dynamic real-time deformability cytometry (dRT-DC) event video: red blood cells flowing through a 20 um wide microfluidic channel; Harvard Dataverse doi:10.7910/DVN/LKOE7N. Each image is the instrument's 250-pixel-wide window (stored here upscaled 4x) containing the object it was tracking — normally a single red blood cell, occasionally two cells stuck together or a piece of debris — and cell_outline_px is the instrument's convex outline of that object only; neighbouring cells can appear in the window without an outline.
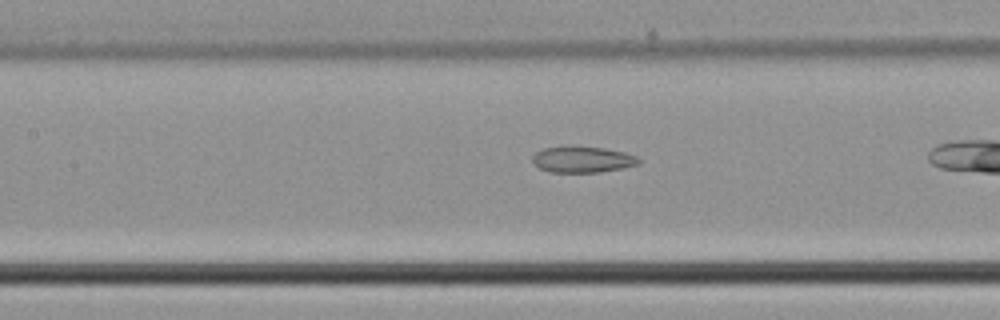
{"species": "common noctule bat (a hibernating species)", "species_latin": "Nyctalus noctula", "temperature_condition": "cold", "stored_images_in_passage": 18, "camera_frame_rate_fps": 3000, "um_per_image_px": 0.085, "animal": {"sex": "male", "body_mass_g": 21.5, "forearm_length_mm": 52.0}, "frame": {"image": 1, "passage_image": 8, "time_ms": 2.333, "image_size_px": [1000, 320], "cell_outline_px": [[640, 164], [624, 168], [600, 172], [548, 172], [540, 168], [532, 160], [532, 156], [536, 152], [544, 148], [568, 144], [604, 148], [624, 152], [636, 156], [640, 160]], "centroid_in_image_um": [49.51, 13.53], "position_along_channel_um": 157.9, "area_um2": 16.59}}
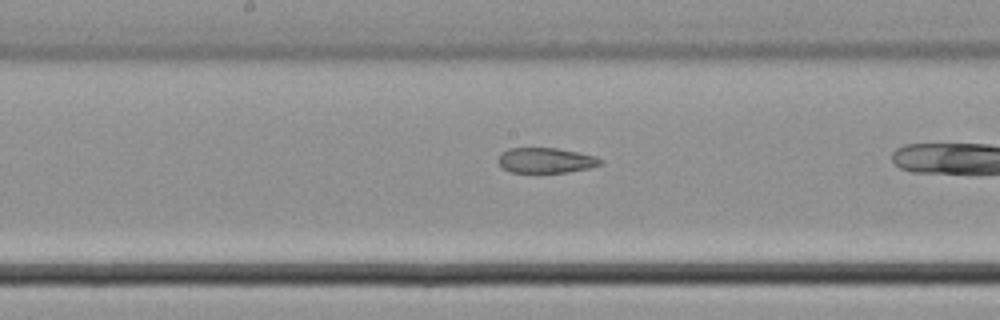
{"frame": {"image": 2, "passage_image": 11, "time_ms": 3.333, "image_size_px": [1000, 320], "cell_outline_px": [[604, 164], [588, 168], [568, 172], [512, 172], [504, 168], [496, 160], [508, 148], [556, 148], [596, 156], [604, 160]], "centroid_in_image_um": [46.44, 13.63], "position_along_channel_um": 201.8, "area_um2": 14.91}}